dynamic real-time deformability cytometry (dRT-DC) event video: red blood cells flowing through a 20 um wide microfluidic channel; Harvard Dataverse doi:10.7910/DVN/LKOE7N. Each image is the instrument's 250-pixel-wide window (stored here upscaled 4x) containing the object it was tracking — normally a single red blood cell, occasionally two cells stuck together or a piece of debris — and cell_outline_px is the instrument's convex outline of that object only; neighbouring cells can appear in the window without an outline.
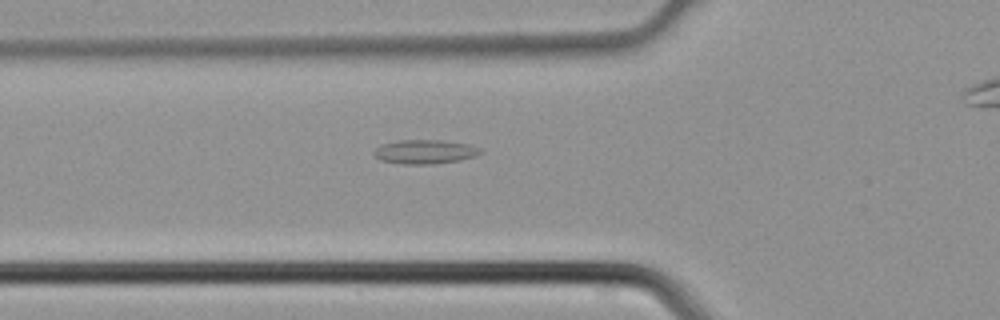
{"species": "common noctule bat (a hibernating species)", "species_latin": "Nyctalus noctula", "temperature_condition": "cold", "stored_images_in_passage": 5, "camera_frame_rate_fps": 3000, "um_per_image_px": 0.085, "animal": {"sex": "male", "body_mass_g": 21.5, "forearm_length_mm": 52.0}, "frame": {"image": 1, "passage_image": 4, "time_ms": 1.0, "image_size_px": [1000, 320], "cell_outline_px": [[484, 152], [476, 156], [460, 160], [432, 164], [404, 164], [380, 160], [372, 152], [380, 144], [396, 140], [440, 140], [468, 144], [480, 148]], "centroid_in_image_um": [36.11, 12.89], "position_along_channel_um": 89.7, "area_um2": 15.03}}